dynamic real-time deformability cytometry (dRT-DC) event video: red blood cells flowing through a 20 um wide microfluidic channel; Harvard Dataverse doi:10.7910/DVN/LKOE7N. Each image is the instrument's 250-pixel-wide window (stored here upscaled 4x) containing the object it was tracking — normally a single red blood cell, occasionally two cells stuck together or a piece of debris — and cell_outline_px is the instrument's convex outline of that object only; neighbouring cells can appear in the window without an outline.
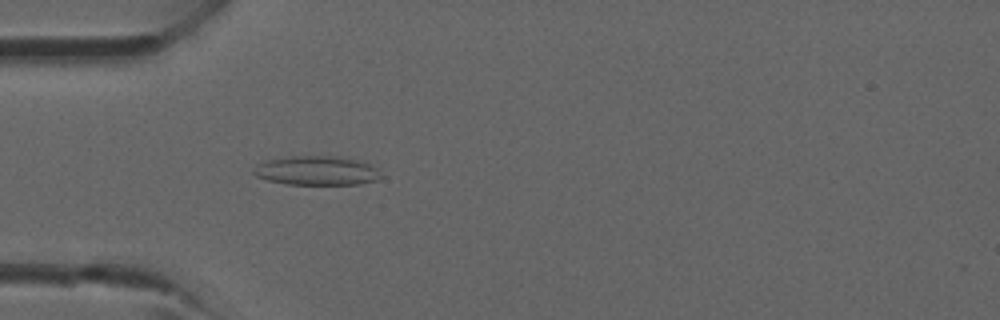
{"species": "common noctule bat (a hibernating species)", "species_latin": "Nyctalus noctula", "temperature_condition": "room temperature", "stored_images_in_passage": 41, "camera_frame_rate_fps": 3000, "um_per_image_px": 0.085, "animal": {"sex": "male", "forearm_length_mm": 52.5}, "frame": {"image": 1, "passage_image": 12, "time_ms": 3.667, "image_size_px": [1000, 320], "cell_outline_px": [[384, 176], [376, 180], [360, 184], [288, 184], [268, 180], [256, 176], [252, 172], [256, 164], [268, 160], [292, 156], [340, 156], [364, 160], [376, 168]], "centroid_in_image_um": [26.97, 14.49], "position_along_channel_um": 58.0, "area_um2": 21.85}}
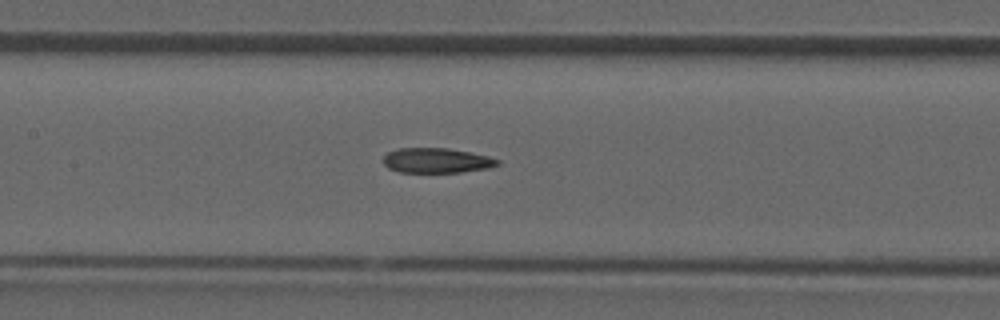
{"frame": {"image": 2, "passage_image": 19, "time_ms": 6.0, "image_size_px": [1000, 320], "cell_outline_px": [[500, 164], [488, 168], [460, 172], [400, 172], [388, 168], [384, 164], [384, 156], [388, 152], [396, 148], [448, 148], [488, 156], [500, 160]], "centroid_in_image_um": [37.1, 13.64], "position_along_channel_um": 170.3, "area_um2": 16.53}}
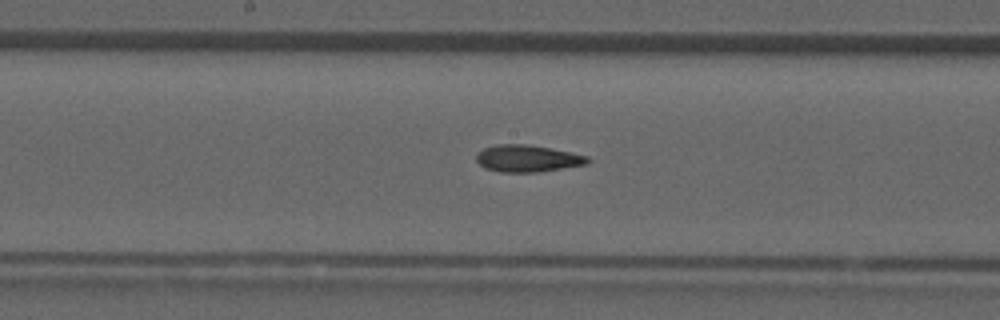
{"frame": {"image": 3, "passage_image": 21, "time_ms": 6.667, "image_size_px": [1000, 320], "cell_outline_px": [[592, 160], [588, 164], [536, 172], [500, 172], [484, 168], [476, 160], [476, 156], [484, 148], [496, 144], [528, 144], [572, 152], [588, 156]], "centroid_in_image_um": [44.86, 13.46], "position_along_channel_um": 203.3, "area_um2": 17.51}}